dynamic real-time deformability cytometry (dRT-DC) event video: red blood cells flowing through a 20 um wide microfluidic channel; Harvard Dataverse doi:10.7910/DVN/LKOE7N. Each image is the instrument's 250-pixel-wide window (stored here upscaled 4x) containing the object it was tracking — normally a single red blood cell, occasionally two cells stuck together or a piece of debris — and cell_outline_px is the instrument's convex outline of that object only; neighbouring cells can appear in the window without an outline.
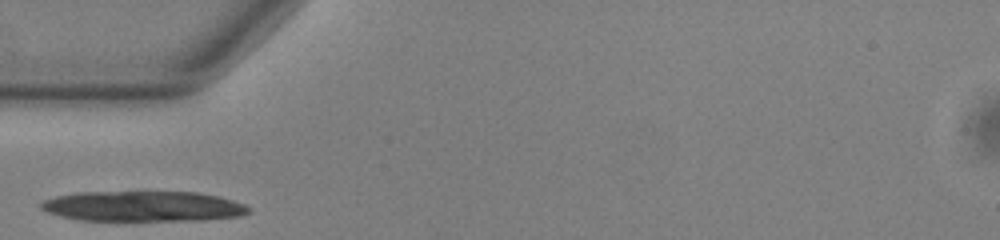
{"species": "common noctule bat (a hibernating species)", "species_latin": "Nyctalus noctula", "temperature_condition": "warm", "stored_images_in_passage": 25, "camera_frame_rate_fps": 3000, "um_per_image_px": 0.085, "animal": {"sex": "male", "body_mass_g": 13.0, "forearm_length_mm": 53.1}, "frame": {"image": 1, "passage_image": 1, "time_ms": 0.0, "image_size_px": [1000, 240], "cell_outline_px": [[252, 208], [248, 212], [240, 216], [204, 220], [76, 220], [60, 216], [48, 212], [40, 208], [40, 204], [44, 200], [56, 196], [76, 192], [200, 192], [220, 196], [244, 204]], "centroid_in_image_um": [12.18, 17.53], "position_along_channel_um": 72.8, "area_um2": 36.82}}
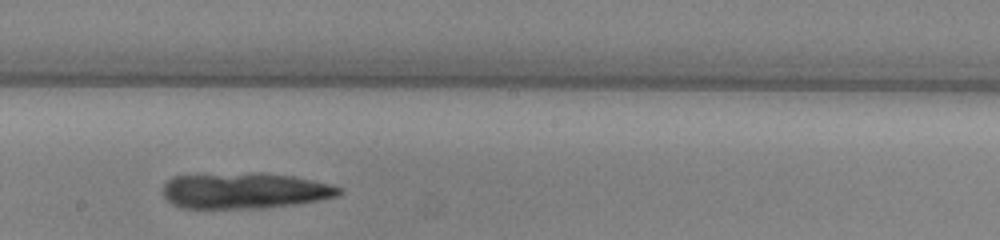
{"frame": {"image": 2, "passage_image": 13, "time_ms": 4.0, "image_size_px": [1000, 240], "cell_outline_px": [[340, 192], [336, 196], [316, 200], [292, 204], [260, 208], [180, 208], [164, 200], [164, 184], [172, 176], [260, 172], [292, 176], [312, 180], [328, 184], [340, 188]], "centroid_in_image_um": [20.71, 16.2], "position_along_channel_um": 227.5, "area_um2": 36.53}}
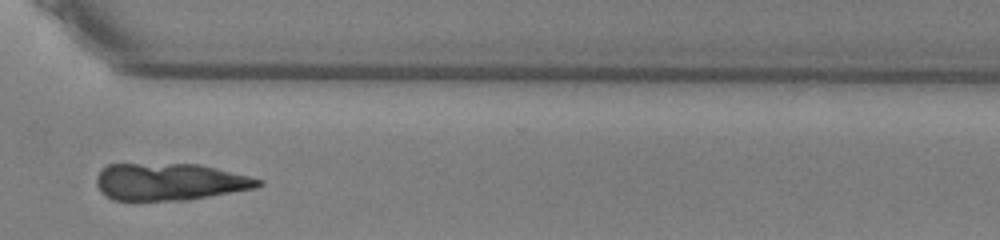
{"frame": {"image": 3, "passage_image": 23, "time_ms": 7.333, "image_size_px": [1000, 240], "cell_outline_px": [[264, 184], [256, 188], [188, 200], [112, 200], [100, 192], [96, 184], [96, 176], [108, 164], [200, 164], [264, 180]], "centroid_in_image_um": [14.43, 15.46], "position_along_channel_um": 356.2, "area_um2": 35.03}}